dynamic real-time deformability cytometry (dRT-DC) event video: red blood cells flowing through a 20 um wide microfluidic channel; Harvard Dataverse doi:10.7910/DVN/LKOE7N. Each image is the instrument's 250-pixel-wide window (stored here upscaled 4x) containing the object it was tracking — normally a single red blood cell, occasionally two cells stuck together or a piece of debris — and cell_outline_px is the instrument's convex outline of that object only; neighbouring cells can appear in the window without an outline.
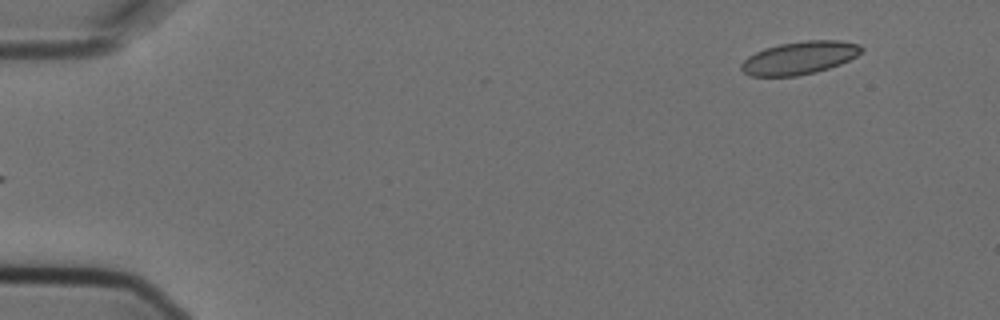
{"species": "Egyptian fruit bat (a non-hibernating species)", "species_latin": "Rousettus aegyptiacus", "temperature_condition": "cold", "stored_images_in_passage": 5, "segment_of_instrument_passage": [2, 2], "camera_frame_rate_fps": 3000, "um_per_image_px": 0.085, "animal": {"sex": "female"}, "frame": {"image": 1, "passage_image": 5, "time_ms": 1.333, "image_size_px": [1000, 320], "cell_outline_px": [[864, 48], [856, 56], [840, 64], [816, 72], [796, 76], [752, 76], [744, 72], [740, 68], [740, 64], [748, 56], [764, 48], [780, 44], [808, 40], [840, 40], [860, 44]], "centroid_in_image_um": [67.96, 4.91], "position_along_channel_um": 17.0, "area_um2": 22.95}}